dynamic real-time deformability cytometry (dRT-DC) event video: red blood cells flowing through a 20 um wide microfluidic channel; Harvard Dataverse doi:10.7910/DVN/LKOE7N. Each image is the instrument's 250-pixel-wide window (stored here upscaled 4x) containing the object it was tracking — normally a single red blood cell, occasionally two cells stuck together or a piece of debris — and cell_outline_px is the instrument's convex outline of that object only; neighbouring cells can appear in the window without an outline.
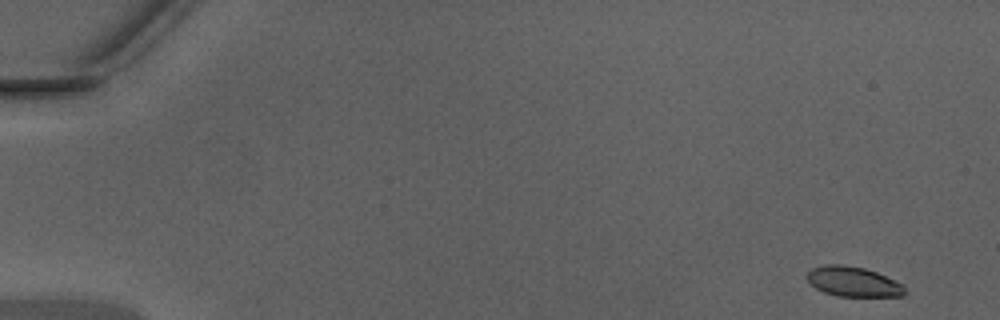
{"species": "Egyptian fruit bat (a non-hibernating species)", "species_latin": "Rousettus aegyptiacus", "temperature_condition": "warm", "stored_images_in_passage": 46, "camera_frame_rate_fps": 3000, "um_per_image_px": 0.085, "animal": {"sex": "male"}, "frame": {"image": 1, "passage_image": 1, "time_ms": 0.0, "image_size_px": [1000, 320], "cell_outline_px": [[908, 292], [904, 296], [836, 296], [824, 292], [816, 288], [808, 280], [808, 272], [812, 268], [824, 264], [844, 264], [864, 268], [876, 272], [900, 284]], "centroid_in_image_um": [72.51, 23.94], "position_along_channel_um": 12.5, "area_um2": 16.88}}
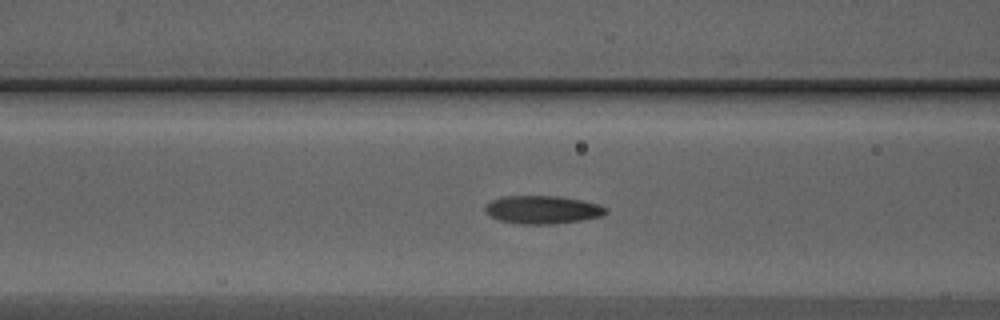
{"frame": {"image": 2, "passage_image": 19, "time_ms": 6.0, "image_size_px": [1000, 320], "cell_outline_px": [[608, 212], [600, 216], [580, 220], [552, 224], [524, 224], [500, 220], [484, 212], [484, 208], [492, 200], [500, 196], [560, 196], [600, 204], [608, 208]], "centroid_in_image_um": [46.12, 17.81], "position_along_channel_um": 120.5, "area_um2": 19.65}}
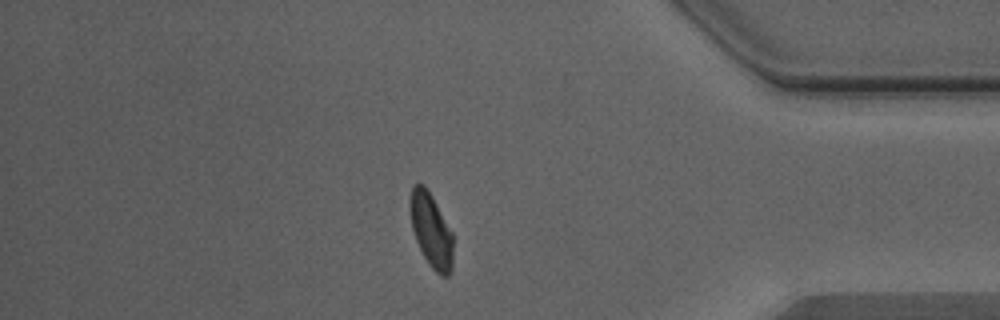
{"frame": {"image": 3, "passage_image": 40, "time_ms": 13.0, "image_size_px": [1000, 320], "cell_outline_px": [[452, 268], [448, 276], [440, 276], [428, 264], [416, 240], [412, 228], [408, 208], [408, 200], [412, 188], [416, 184], [424, 184], [432, 196], [452, 232]], "centroid_in_image_um": [36.62, 19.56], "position_along_channel_um": 398.6, "area_um2": 18.61}, "authors_computed_cell_mechanics": {"area_um2": 18.6405, "velocity_mm_per_s": 4.3674, "shape_relaxation_time_tau1_ms": 3.5784, "shape_relaxation_time_tau2_ms": 1.479, "deformation_change_tau1": 0.1189, "deformation_change_tau2": 0.0702}}